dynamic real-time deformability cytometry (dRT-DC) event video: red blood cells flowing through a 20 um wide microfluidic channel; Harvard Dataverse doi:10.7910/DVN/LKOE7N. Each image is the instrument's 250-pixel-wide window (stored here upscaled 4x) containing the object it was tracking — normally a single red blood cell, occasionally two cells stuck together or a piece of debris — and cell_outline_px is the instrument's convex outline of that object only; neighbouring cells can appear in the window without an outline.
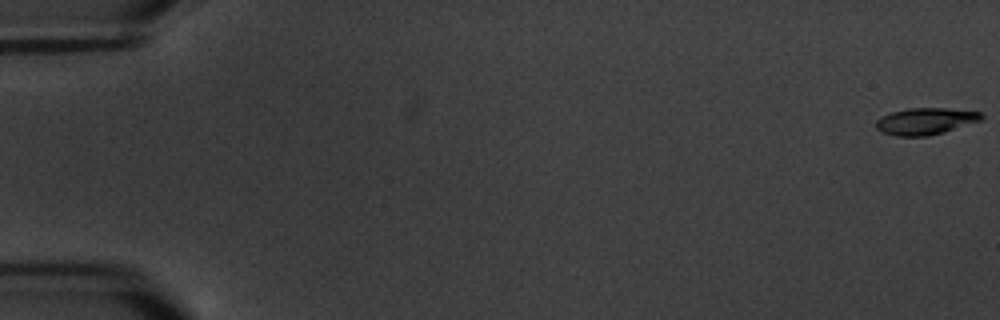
{"species": "common noctule bat (a hibernating species)", "species_latin": "Nyctalus noctula", "temperature_condition": "warm", "stored_images_in_passage": 5, "camera_frame_rate_fps": 3000, "um_per_image_px": 0.085, "animal": {"sex": "male", "body_mass_g": 20.1, "forearm_length_mm": 53.5}, "frame": {"image": 1, "passage_image": 1, "time_ms": 0.0, "image_size_px": [1000, 320], "cell_outline_px": [[984, 120], [944, 132], [928, 136], [896, 136], [880, 132], [876, 128], [876, 120], [880, 116], [892, 112], [908, 108], [948, 108], [980, 112], [984, 116]], "centroid_in_image_um": [78.67, 10.3], "position_along_channel_um": 6.3, "area_um2": 16.65}}